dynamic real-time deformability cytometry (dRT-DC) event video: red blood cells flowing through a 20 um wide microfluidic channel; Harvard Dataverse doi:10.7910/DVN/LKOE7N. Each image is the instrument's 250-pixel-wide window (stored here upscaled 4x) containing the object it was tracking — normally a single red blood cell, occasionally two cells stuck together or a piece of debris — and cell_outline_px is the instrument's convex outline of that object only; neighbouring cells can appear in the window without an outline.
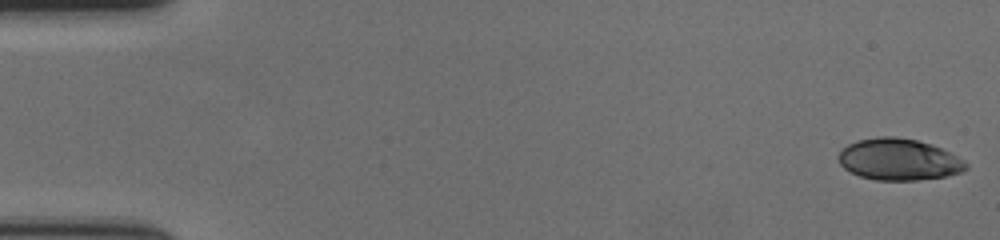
{"species": "human", "species_latin": "Homo sapiens", "temperature_condition": "cold", "stored_images_in_passage": 58, "camera_frame_rate_fps": 3000, "um_per_image_px": 0.085, "donor": {"sex": "female"}, "frame": {"image": 1, "passage_image": 1, "time_ms": 0.0, "image_size_px": [1000, 240], "cell_outline_px": [[968, 168], [960, 172], [944, 176], [916, 180], [876, 180], [860, 176], [844, 168], [840, 164], [840, 152], [848, 144], [860, 140], [880, 136], [896, 136], [916, 140], [940, 148], [964, 160], [968, 164]], "centroid_in_image_um": [76.4, 13.56], "position_along_channel_um": 8.6, "area_um2": 30.4}}
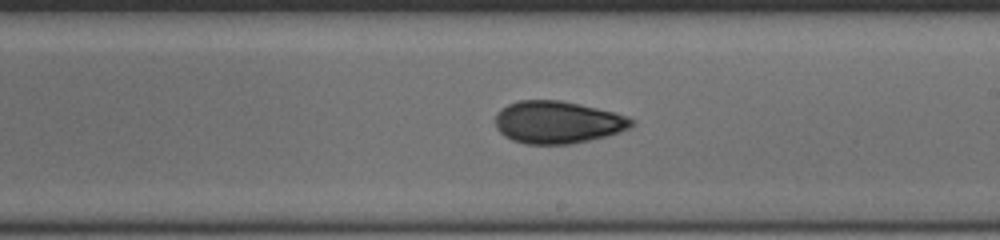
{"frame": {"image": 2, "passage_image": 34, "time_ms": 11.0, "image_size_px": [1000, 240], "cell_outline_px": [[636, 120], [628, 128], [620, 132], [608, 136], [572, 144], [524, 144], [512, 140], [504, 136], [496, 128], [496, 112], [508, 104], [520, 100], [560, 100], [580, 104], [628, 116]], "centroid_in_image_um": [47.39, 10.4], "position_along_channel_um": 241.6, "area_um2": 33.76}}
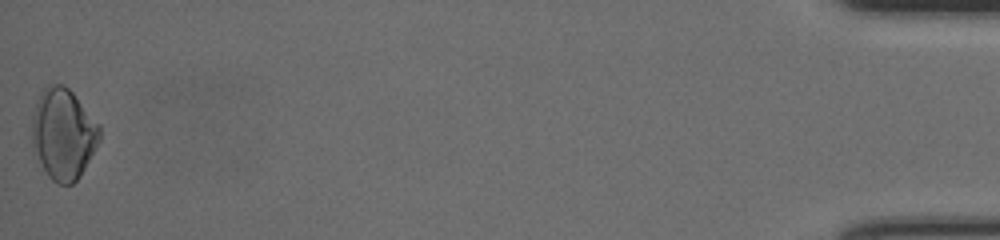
{"frame": {"image": 3, "passage_image": 58, "time_ms": 19.0, "image_size_px": [1000, 240], "cell_outline_px": [[100, 140], [80, 176], [72, 184], [56, 184], [48, 176], [32, 144], [32, 116], [40, 92], [48, 84], [64, 84], [72, 92], [100, 124]], "centroid_in_image_um": [5.39, 11.36], "position_along_channel_um": 429.8, "area_um2": 35.66}, "authors_computed_cell_mechanics": {"area_um2": 32.5125, "velocity_mm_per_s": 3.5699, "shape_relaxation_time_tau1_ms": 4.2814, "shape_relaxation_time_tau2_ms": 9.9952, "deformation_change_tau1": 0.1228, "deformation_change_tau2": 0.1364}}